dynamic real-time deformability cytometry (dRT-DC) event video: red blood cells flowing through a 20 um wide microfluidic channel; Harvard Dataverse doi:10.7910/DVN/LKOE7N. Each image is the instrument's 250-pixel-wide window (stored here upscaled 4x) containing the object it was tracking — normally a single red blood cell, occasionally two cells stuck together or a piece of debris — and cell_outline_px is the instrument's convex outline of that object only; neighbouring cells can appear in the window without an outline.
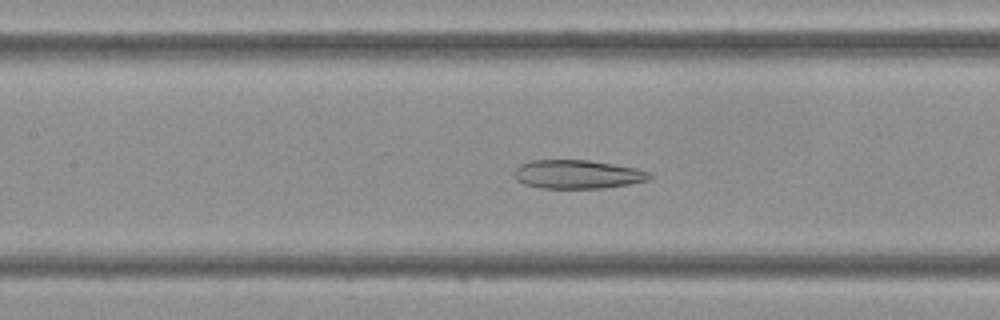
{"species": "Egyptian fruit bat (a non-hibernating species)", "species_latin": "Rousettus aegyptiacus", "temperature_condition": "cold", "stored_images_in_passage": 45, "camera_frame_rate_fps": 3000, "um_per_image_px": 0.085, "frame": {"image": 1, "passage_image": 20, "time_ms": 6.333, "image_size_px": [1000, 320], "cell_outline_px": [[652, 176], [648, 180], [628, 184], [604, 188], [540, 188], [524, 184], [516, 180], [512, 172], [520, 164], [532, 160], [588, 160], [636, 168], [652, 172]], "centroid_in_image_um": [49.06, 14.82], "position_along_channel_um": 158.3, "area_um2": 22.72}}
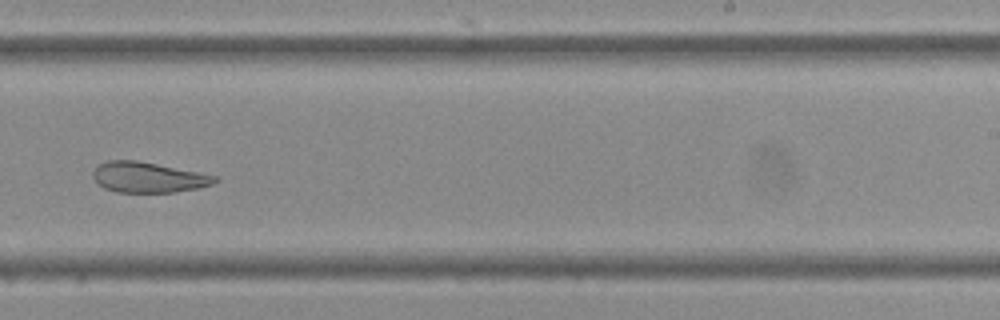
{"frame": {"image": 2, "passage_image": 28, "time_ms": 9.0, "image_size_px": [1000, 320], "cell_outline_px": [[220, 180], [212, 184], [196, 188], [172, 192], [116, 192], [104, 188], [92, 176], [92, 172], [100, 164], [108, 160], [136, 160], [220, 176]], "centroid_in_image_um": [12.62, 15.07], "position_along_channel_um": 276.4, "area_um2": 21.5}}
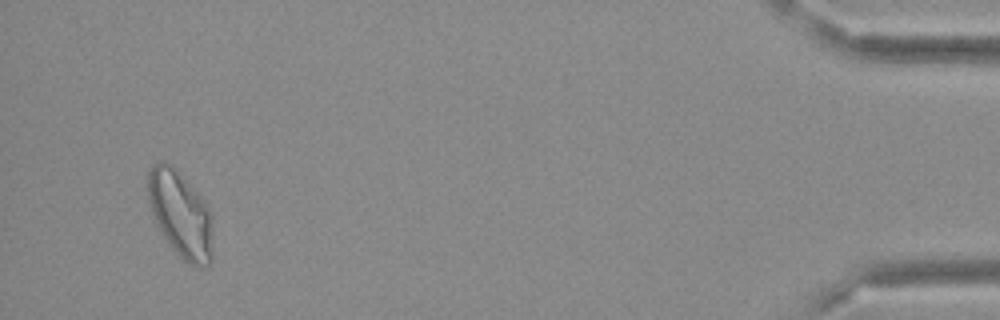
{"frame": {"image": 3, "passage_image": 43, "time_ms": 14.0, "image_size_px": [1000, 320], "cell_outline_px": [[212, 260], [208, 264], [200, 268], [196, 268], [188, 264], [172, 248], [160, 232], [152, 216], [148, 200], [148, 168], [152, 164], [160, 160], [164, 160], [172, 164], [176, 168], [208, 204], [212, 216]], "centroid_in_image_um": [15.34, 18.19], "position_along_channel_um": 419.9, "area_um2": 33.41}}